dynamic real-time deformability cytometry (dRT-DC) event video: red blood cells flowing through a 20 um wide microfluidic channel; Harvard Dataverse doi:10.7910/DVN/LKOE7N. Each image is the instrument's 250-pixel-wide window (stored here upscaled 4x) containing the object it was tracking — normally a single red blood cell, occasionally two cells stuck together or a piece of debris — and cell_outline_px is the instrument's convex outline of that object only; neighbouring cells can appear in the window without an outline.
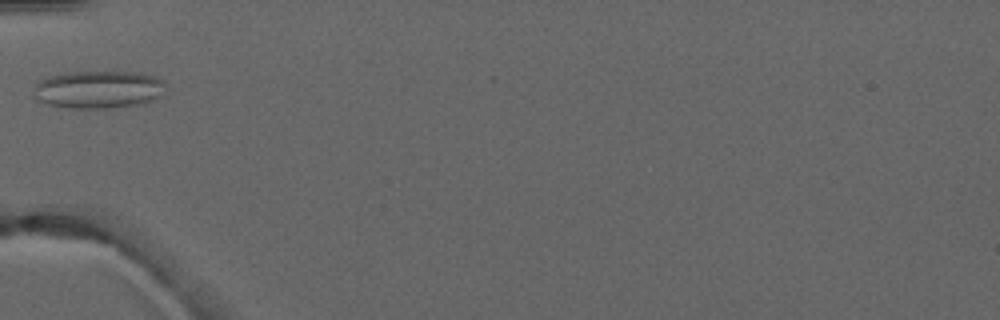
{"species": "common noctule bat (a hibernating species)", "species_latin": "Nyctalus noctula", "temperature_condition": "warm", "stored_images_in_passage": 2, "camera_frame_rate_fps": 3000, "um_per_image_px": 0.085, "animal": {"sex": "male", "forearm_length_mm": 52.5}, "frame": {"image": 1, "passage_image": 1, "time_ms": 0.0, "image_size_px": [1000, 320], "cell_outline_px": [[164, 84], [160, 96], [152, 100], [136, 104], [108, 108], [68, 108], [48, 104], [36, 100], [36, 84], [40, 80], [52, 76], [68, 72], [140, 72], [156, 76], [164, 80]], "centroid_in_image_um": [8.38, 7.6], "position_along_channel_um": 76.6, "area_um2": 28.67}}